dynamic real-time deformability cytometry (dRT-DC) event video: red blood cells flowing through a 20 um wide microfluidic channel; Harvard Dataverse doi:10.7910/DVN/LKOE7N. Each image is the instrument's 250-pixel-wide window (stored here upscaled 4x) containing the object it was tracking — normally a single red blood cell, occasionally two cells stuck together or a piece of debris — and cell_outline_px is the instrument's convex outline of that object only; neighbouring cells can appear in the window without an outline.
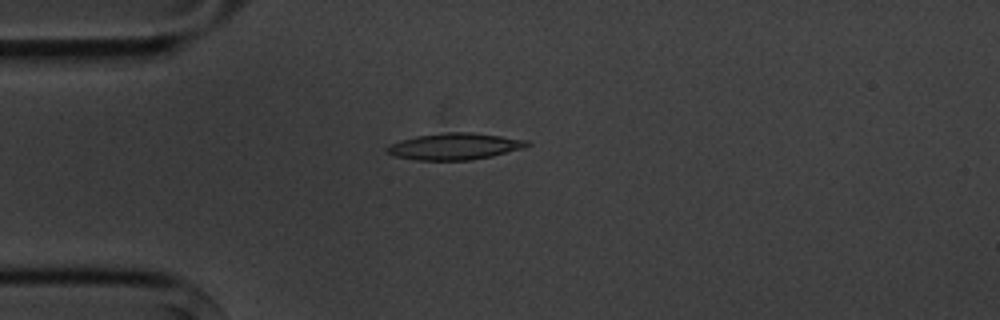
{"species": "common noctule bat (a hibernating species)", "species_latin": "Nyctalus noctula", "temperature_condition": "cold", "stored_images_in_passage": 4, "camera_frame_rate_fps": 3000, "um_per_image_px": 0.085, "animal": {"sex": "male", "body_mass_g": 20.1, "forearm_length_mm": 53.5}, "frame": {"image": 1, "passage_image": 4, "time_ms": 3.333, "image_size_px": [1000, 320], "cell_outline_px": [[532, 144], [520, 148], [492, 156], [468, 160], [416, 160], [392, 156], [384, 152], [384, 148], [388, 144], [400, 140], [416, 136], [448, 132], [472, 132], [528, 140]], "centroid_in_image_um": [38.55, 12.44], "position_along_channel_um": 46.5, "area_um2": 21.73}}